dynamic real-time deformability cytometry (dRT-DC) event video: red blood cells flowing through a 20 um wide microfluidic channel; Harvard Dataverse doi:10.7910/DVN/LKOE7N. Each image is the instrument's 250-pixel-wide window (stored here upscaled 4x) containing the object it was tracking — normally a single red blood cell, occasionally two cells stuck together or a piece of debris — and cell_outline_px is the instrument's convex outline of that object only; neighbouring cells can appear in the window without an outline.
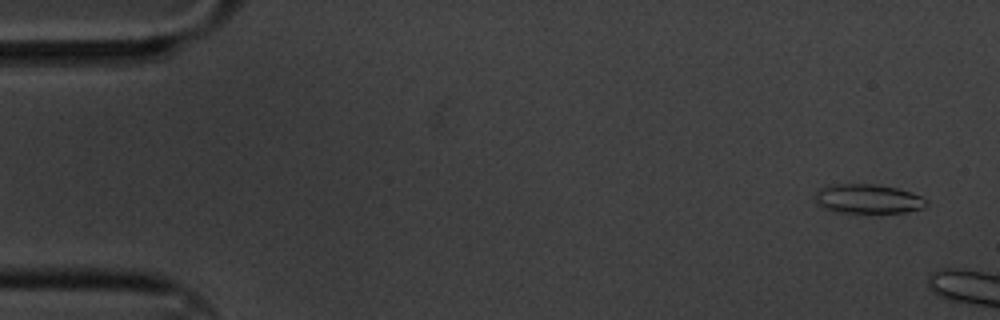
{"species": "common noctule bat (a hibernating species)", "species_latin": "Nyctalus noctula", "temperature_condition": "cold", "stored_images_in_passage": 3, "camera_frame_rate_fps": 3000, "um_per_image_px": 0.085, "animal": {"sex": "male", "body_mass_g": 20.1, "forearm_length_mm": 53.5}, "frame": {"image": 1, "passage_image": 1, "time_ms": 0.0, "image_size_px": [1000, 320], "cell_outline_px": [[928, 204], [924, 208], [904, 212], [836, 212], [824, 208], [816, 204], [812, 196], [820, 188], [832, 184], [876, 184], [896, 188], [912, 192], [928, 200]], "centroid_in_image_um": [73.74, 16.89], "position_along_channel_um": 11.3, "area_um2": 19.13}}